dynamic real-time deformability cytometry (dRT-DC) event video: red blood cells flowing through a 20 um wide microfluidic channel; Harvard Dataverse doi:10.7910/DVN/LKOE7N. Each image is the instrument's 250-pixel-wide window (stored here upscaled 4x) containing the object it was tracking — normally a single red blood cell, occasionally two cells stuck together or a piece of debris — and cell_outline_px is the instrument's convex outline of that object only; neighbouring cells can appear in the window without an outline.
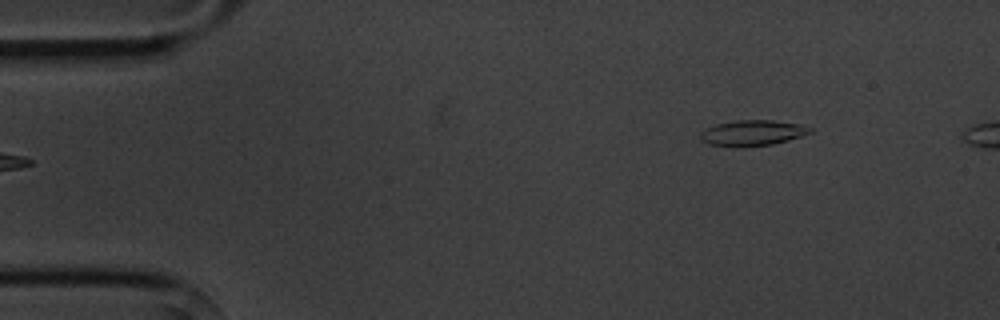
{"species": "common noctule bat (a hibernating species)", "species_latin": "Nyctalus noctula", "temperature_condition": "cold", "stored_images_in_passage": 6, "camera_frame_rate_fps": 3000, "um_per_image_px": 0.085, "animal": {"sex": "male", "body_mass_g": 20.1, "forearm_length_mm": 53.5}, "frame": {"image": 1, "passage_image": 1, "time_ms": 0.0, "image_size_px": [1000, 320], "cell_outline_px": [[812, 132], [788, 140], [772, 144], [736, 148], [708, 144], [700, 140], [700, 132], [716, 124], [736, 120], [772, 120], [800, 124], [812, 128]], "centroid_in_image_um": [63.92, 11.31], "position_along_channel_um": 21.1, "area_um2": 16.47}}
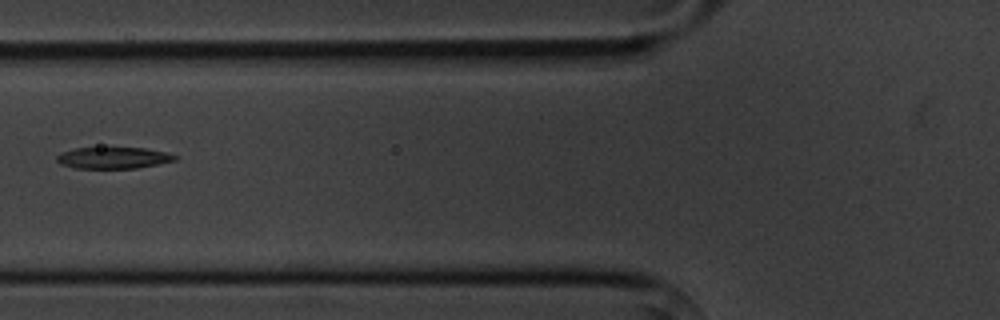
{"frame": {"image": 2, "passage_image": 5, "time_ms": 4.667, "image_size_px": [1000, 320], "cell_outline_px": [[180, 156], [176, 160], [136, 168], [76, 168], [60, 164], [56, 160], [56, 156], [60, 152], [76, 148], [144, 148], [164, 152]], "centroid_in_image_um": [9.61, 13.41], "position_along_channel_um": 116.2, "area_um2": 14.68}}
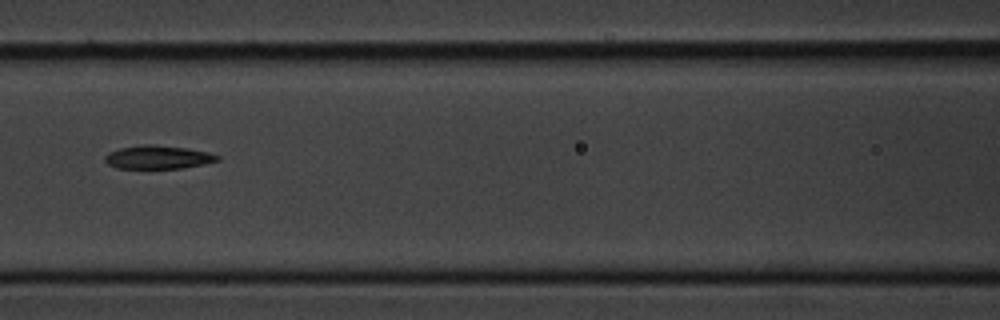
{"frame": {"image": 3, "passage_image": 6, "time_ms": 5.667, "image_size_px": [1000, 320], "cell_outline_px": [[220, 160], [180, 168], [116, 168], [108, 164], [104, 160], [104, 156], [108, 152], [120, 148], [144, 144], [152, 144], [188, 148], [208, 152], [220, 156]], "centroid_in_image_um": [13.39, 13.35], "position_along_channel_um": 153.2, "area_um2": 15.26}}